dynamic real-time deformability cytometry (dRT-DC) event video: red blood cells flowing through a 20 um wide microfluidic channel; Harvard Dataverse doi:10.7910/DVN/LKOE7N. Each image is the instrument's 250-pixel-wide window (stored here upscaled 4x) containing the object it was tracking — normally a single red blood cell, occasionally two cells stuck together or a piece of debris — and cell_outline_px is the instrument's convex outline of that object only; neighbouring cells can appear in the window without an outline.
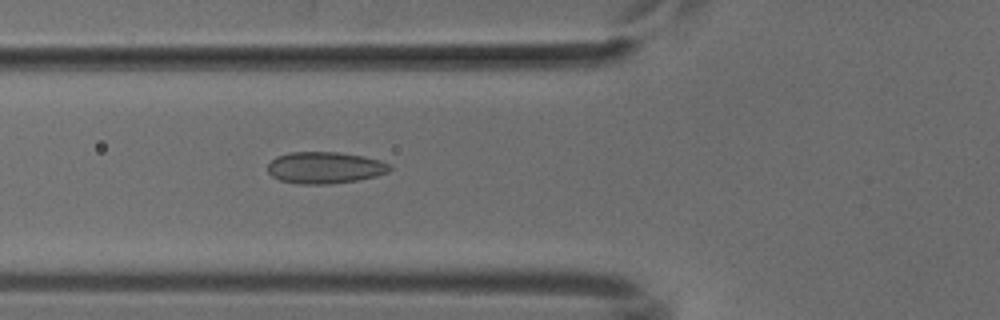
{"species": "common noctule bat (a hibernating species)", "species_latin": "Nyctalus noctula", "temperature_condition": "cold", "stored_images_in_passage": 51, "segment_of_instrument_passage": [1, 2], "camera_frame_rate_fps": 3000, "um_per_image_px": 0.085, "animal": {"sex": "male", "body_mass_g": 18.8}, "frame": {"image": 1, "passage_image": 17, "time_ms": 5.333, "image_size_px": [1000, 320], "cell_outline_px": [[392, 168], [388, 172], [376, 176], [356, 180], [332, 184], [296, 184], [280, 180], [272, 176], [268, 172], [268, 164], [276, 156], [288, 152], [340, 152], [364, 156], [380, 160], [392, 164]], "centroid_in_image_um": [27.63, 14.25], "position_along_channel_um": 98.2, "area_um2": 22.77}}
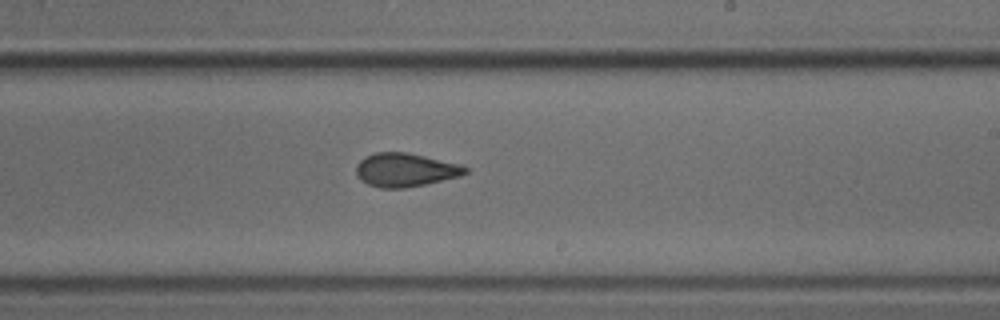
{"frame": {"image": 2, "passage_image": 29, "time_ms": 9.333, "image_size_px": [1000, 320], "cell_outline_px": [[468, 172], [460, 176], [424, 184], [404, 188], [380, 188], [368, 184], [360, 180], [356, 172], [356, 164], [364, 156], [376, 152], [408, 152], [460, 164], [468, 168]], "centroid_in_image_um": [34.43, 14.43], "position_along_channel_um": 254.6, "area_um2": 21.39}}
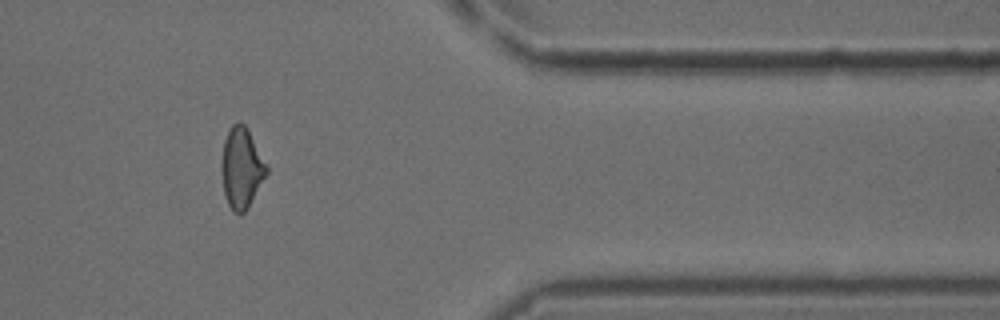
{"frame": {"image": 3, "passage_image": 41, "time_ms": 13.333, "image_size_px": [1000, 320], "cell_outline_px": [[268, 172], [248, 208], [240, 216], [232, 212], [228, 204], [224, 192], [220, 168], [224, 140], [232, 124], [240, 120], [248, 128], [268, 164]], "centroid_in_image_um": [20.54, 14.27], "position_along_channel_um": 390.9, "area_um2": 21.62}}